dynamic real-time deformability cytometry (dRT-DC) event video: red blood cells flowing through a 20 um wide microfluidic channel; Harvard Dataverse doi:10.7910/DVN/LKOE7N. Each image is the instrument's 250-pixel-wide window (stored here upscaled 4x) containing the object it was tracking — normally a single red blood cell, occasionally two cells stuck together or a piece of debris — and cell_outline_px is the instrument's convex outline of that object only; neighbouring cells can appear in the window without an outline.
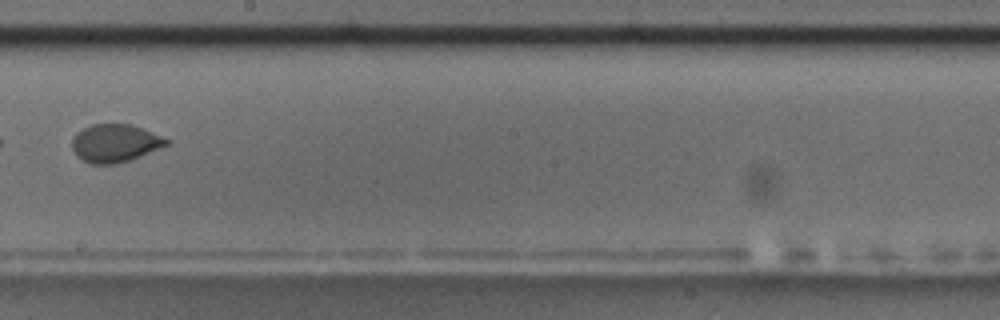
{"species": "common noctule bat (a hibernating species)", "species_latin": "Nyctalus noctula", "temperature_condition": "room temperature", "stored_images_in_passage": 12, "camera_frame_rate_fps": 3000, "um_per_image_px": 0.085, "animal": {"sex": "male", "body_mass_g": 17.5, "forearm_length_mm": 52.3}, "frame": {"image": 1, "passage_image": 6, "time_ms": 1.667, "image_size_px": [1000, 320], "cell_outline_px": [[172, 140], [168, 144], [128, 160], [116, 164], [88, 164], [76, 156], [72, 148], [72, 140], [76, 132], [92, 124], [128, 124], [140, 128]], "centroid_in_image_um": [9.72, 12.17], "position_along_channel_um": 238.5, "area_um2": 20.63}}